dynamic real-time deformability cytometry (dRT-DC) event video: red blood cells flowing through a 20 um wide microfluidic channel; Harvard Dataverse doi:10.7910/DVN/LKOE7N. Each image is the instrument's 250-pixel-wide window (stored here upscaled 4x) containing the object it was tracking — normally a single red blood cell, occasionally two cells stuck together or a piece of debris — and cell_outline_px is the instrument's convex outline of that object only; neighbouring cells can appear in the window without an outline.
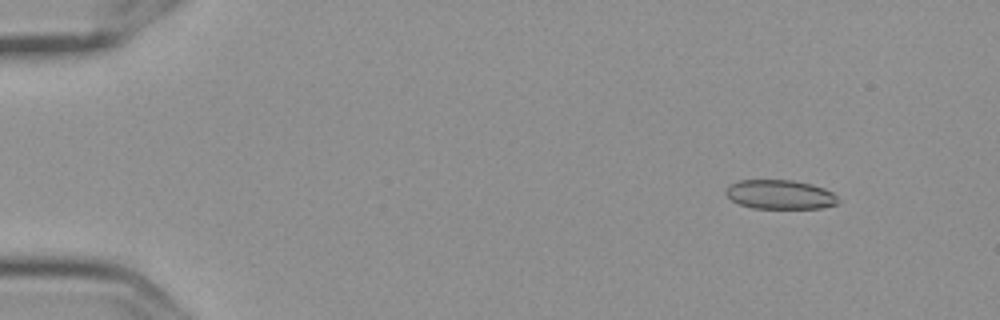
{"species": "Egyptian fruit bat (a non-hibernating species)", "species_latin": "Rousettus aegyptiacus", "temperature_condition": "cold", "stored_images_in_passage": 5, "camera_frame_rate_fps": 3000, "um_per_image_px": 0.085, "frame": {"image": 1, "passage_image": 2, "time_ms": 0.333, "image_size_px": [1000, 320], "cell_outline_px": [[840, 200], [836, 204], [820, 208], [752, 208], [740, 204], [732, 200], [724, 192], [728, 184], [740, 180], [792, 180], [812, 184], [824, 188], [832, 192]], "centroid_in_image_um": [66.28, 16.53], "position_along_channel_um": 18.7, "area_um2": 19.13}}
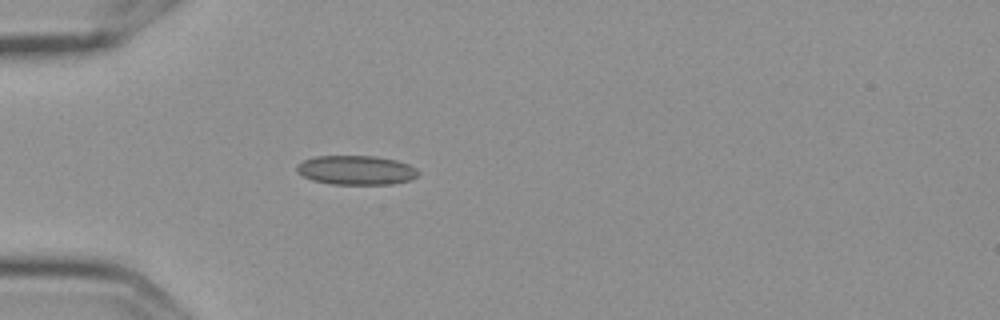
{"frame": {"image": 2, "passage_image": 5, "time_ms": 1.333, "image_size_px": [1000, 320], "cell_outline_px": [[420, 172], [412, 180], [392, 184], [332, 184], [312, 180], [296, 172], [296, 164], [304, 160], [316, 156], [376, 156], [396, 160], [408, 164], [416, 168]], "centroid_in_image_um": [30.28, 14.46], "position_along_channel_um": 54.7, "area_um2": 20.81}}